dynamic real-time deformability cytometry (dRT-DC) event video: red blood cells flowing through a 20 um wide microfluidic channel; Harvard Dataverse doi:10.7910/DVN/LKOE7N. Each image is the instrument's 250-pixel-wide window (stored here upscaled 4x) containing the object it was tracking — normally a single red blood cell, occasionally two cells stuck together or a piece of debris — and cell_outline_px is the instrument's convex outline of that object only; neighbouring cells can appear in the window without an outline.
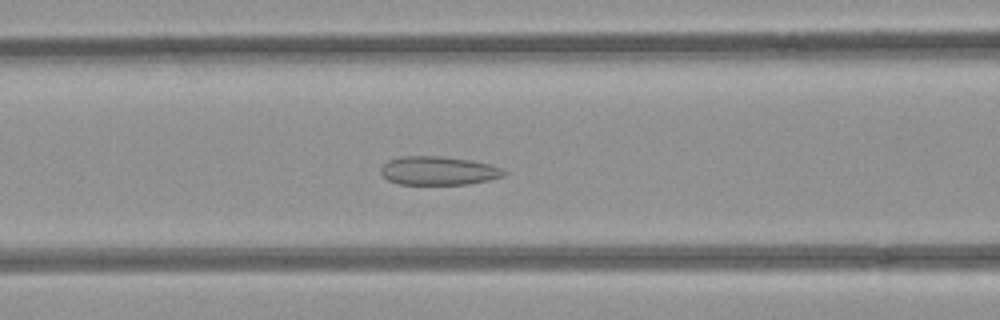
{"species": "common noctule bat (a hibernating species)", "species_latin": "Nyctalus noctula", "temperature_condition": "room temperature", "stored_images_in_passage": 37, "camera_frame_rate_fps": 3000, "um_per_image_px": 0.085, "animal": {"sex": "female", "body_mass_g": 21.9}, "frame": {"image": 1, "passage_image": 13, "time_ms": 4.0, "image_size_px": [1000, 320], "cell_outline_px": [[508, 172], [504, 176], [488, 180], [468, 184], [400, 184], [388, 180], [380, 172], [380, 168], [388, 160], [400, 156], [440, 156], [472, 160], [488, 164], [500, 168]], "centroid_in_image_um": [37.25, 14.5], "position_along_channel_um": 129.3, "area_um2": 20.52}}
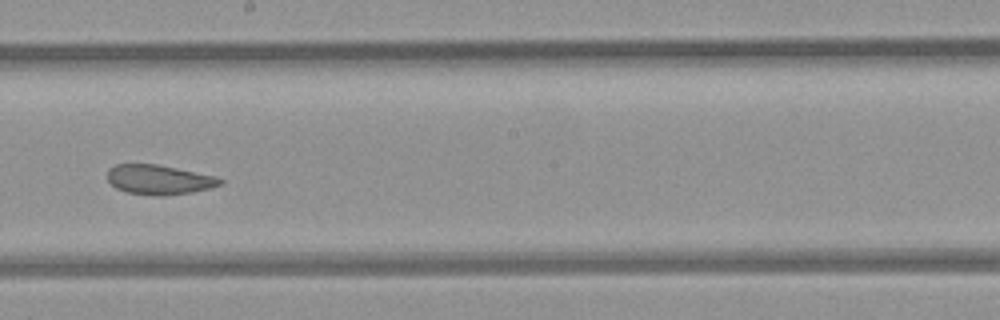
{"frame": {"image": 2, "passage_image": 21, "time_ms": 6.667, "image_size_px": [1000, 320], "cell_outline_px": [[224, 184], [212, 188], [192, 192], [164, 196], [156, 196], [128, 192], [116, 188], [108, 180], [108, 168], [116, 164], [156, 164], [216, 176], [224, 180]], "centroid_in_image_um": [13.56, 15.27], "position_along_channel_um": 234.6, "area_um2": 19.54}}
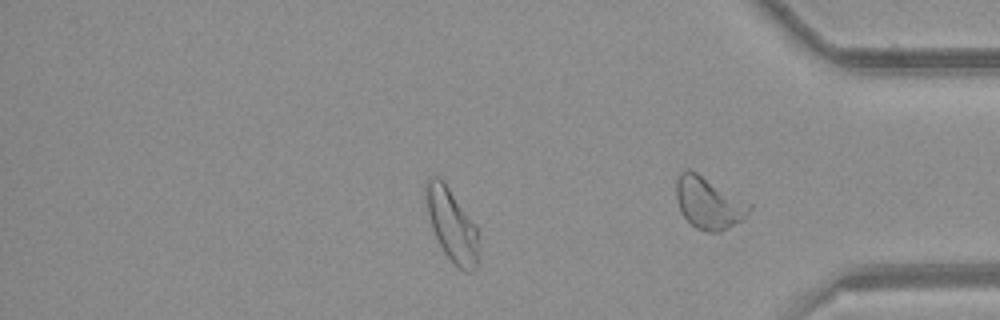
{"frame": {"image": 3, "passage_image": 32, "time_ms": 10.333, "image_size_px": [1000, 320], "cell_outline_px": [[476, 268], [472, 272], [464, 272], [444, 252], [432, 228], [428, 212], [424, 188], [424, 184], [428, 176], [440, 176], [476, 228]], "centroid_in_image_um": [38.34, 19.07], "position_along_channel_um": 396.9, "area_um2": 21.33}, "authors_computed_cell_mechanics": {"area_um2": 21.2704, "velocity_mm_per_s": 3.9496, "shape_relaxation_time_tau1_ms": null, "shape_relaxation_time_tau2_ms": 2.2142, "deformation_change_tau1": null, "deformation_change_tau2": 0.0845}}